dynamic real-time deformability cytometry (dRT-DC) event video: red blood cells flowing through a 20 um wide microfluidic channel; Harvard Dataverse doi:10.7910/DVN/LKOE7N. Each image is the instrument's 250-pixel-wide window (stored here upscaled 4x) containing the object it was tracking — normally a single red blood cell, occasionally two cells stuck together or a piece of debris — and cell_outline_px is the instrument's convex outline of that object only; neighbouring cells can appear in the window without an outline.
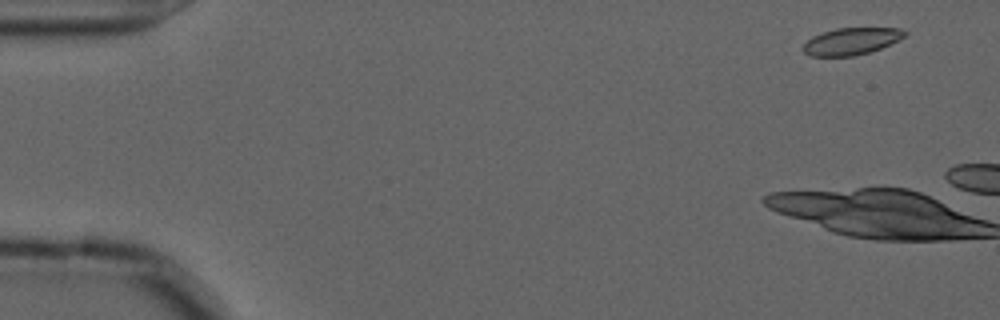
{"species": "common noctule bat (a hibernating species)", "species_latin": "Nyctalus noctula", "temperature_condition": "cold", "stored_images_in_passage": 6, "camera_frame_rate_fps": 3000, "um_per_image_px": 0.085, "animal": {"sex": "male", "forearm_length_mm": 52.5}, "frame": {"image": 1, "passage_image": 4, "time_ms": 1.0, "image_size_px": [1000, 320], "cell_outline_px": [[908, 36], [900, 40], [880, 48], [868, 52], [852, 56], [812, 56], [804, 52], [804, 44], [812, 36], [836, 28], [900, 28], [908, 32]], "centroid_in_image_um": [72.42, 3.5], "position_along_channel_um": 12.6, "area_um2": 15.9}}